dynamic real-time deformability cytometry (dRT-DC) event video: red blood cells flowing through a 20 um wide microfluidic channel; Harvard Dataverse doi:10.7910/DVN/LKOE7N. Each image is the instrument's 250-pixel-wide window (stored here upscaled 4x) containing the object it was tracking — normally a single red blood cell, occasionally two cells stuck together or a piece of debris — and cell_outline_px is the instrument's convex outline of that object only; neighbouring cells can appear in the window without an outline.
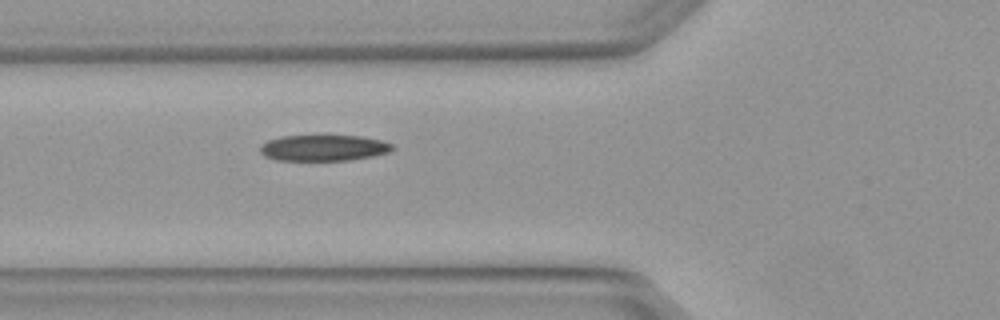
{"species": "Egyptian fruit bat (a non-hibernating species)", "species_latin": "Rousettus aegyptiacus", "temperature_condition": "warm", "stored_images_in_passage": 3, "camera_frame_rate_fps": 3000, "um_per_image_px": 0.085, "animal": {"sex": "female"}, "frame": {"image": 1, "passage_image": 3, "time_ms": 0.667, "image_size_px": [1000, 320], "cell_outline_px": [[396, 148], [388, 152], [372, 156], [352, 160], [276, 160], [264, 156], [260, 152], [260, 144], [268, 140], [280, 136], [360, 136], [380, 140], [392, 144]], "centroid_in_image_um": [27.48, 12.57], "position_along_channel_um": 98.3, "area_um2": 20.06}}